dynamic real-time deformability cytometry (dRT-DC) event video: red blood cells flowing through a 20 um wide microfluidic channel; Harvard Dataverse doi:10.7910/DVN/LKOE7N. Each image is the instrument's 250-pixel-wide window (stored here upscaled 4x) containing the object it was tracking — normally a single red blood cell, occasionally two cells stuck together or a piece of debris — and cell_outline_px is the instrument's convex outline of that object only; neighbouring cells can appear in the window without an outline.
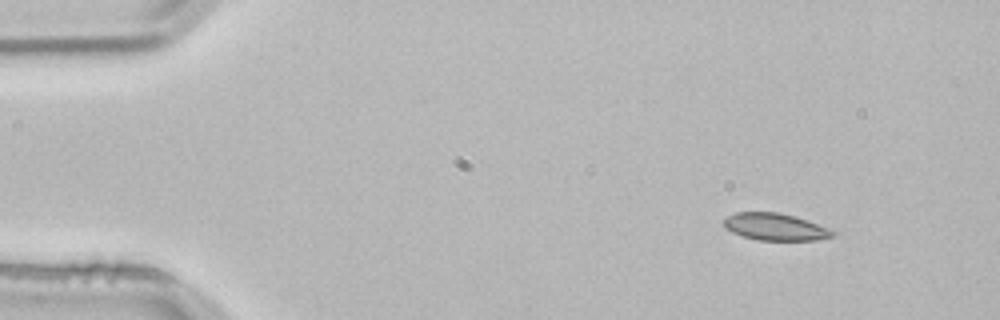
{"species": "common noctule bat (a hibernating species)", "species_latin": "Nyctalus noctula", "temperature_condition": "room temperature", "stored_images_in_passage": 3, "camera_frame_rate_fps": 3000, "um_per_image_px": 0.085, "animal": {"sex": "male", "body_mass_g": 21.5, "forearm_length_mm": 52.0}, "frame": {"image": 1, "passage_image": 1, "time_ms": 0.0, "image_size_px": [1000, 320], "cell_outline_px": [[836, 236], [816, 240], [756, 240], [732, 232], [724, 228], [724, 220], [728, 216], [736, 212], [780, 212], [796, 216], [808, 220], [828, 228], [836, 232]], "centroid_in_image_um": [65.92, 19.28], "position_along_channel_um": 19.1, "area_um2": 17.28}}
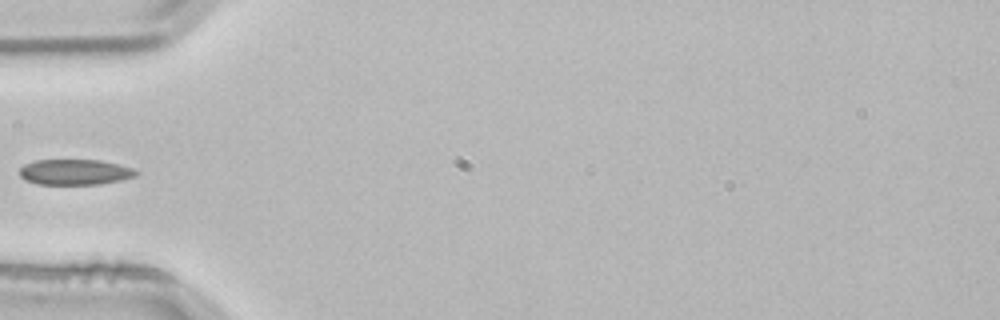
{"frame": {"image": 2, "passage_image": 3, "time_ms": 0.667, "image_size_px": [1000, 320], "cell_outline_px": [[140, 172], [136, 176], [120, 180], [100, 184], [40, 184], [24, 180], [20, 176], [20, 168], [24, 164], [36, 160], [100, 160], [132, 168]], "centroid_in_image_um": [6.36, 14.62], "position_along_channel_um": 78.6, "area_um2": 17.28}}